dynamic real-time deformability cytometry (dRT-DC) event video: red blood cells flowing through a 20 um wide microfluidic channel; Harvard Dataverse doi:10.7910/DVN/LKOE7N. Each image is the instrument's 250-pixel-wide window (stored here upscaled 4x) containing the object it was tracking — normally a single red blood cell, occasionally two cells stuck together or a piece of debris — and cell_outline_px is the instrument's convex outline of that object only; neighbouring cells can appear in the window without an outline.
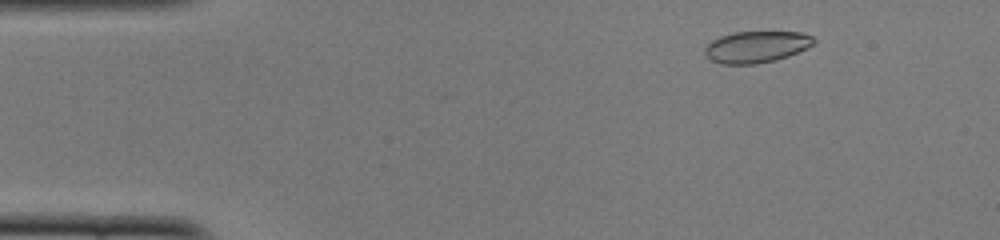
{"species": "common noctule bat (a hibernating species)", "species_latin": "Nyctalus noctula", "temperature_condition": "cold", "stored_images_in_passage": 50, "camera_frame_rate_fps": 3000, "um_per_image_px": 0.085, "animal": {"sex": "female", "body_mass_g": 22.0, "forearm_length_mm": 56.7}, "frame": {"image": 1, "passage_image": 5, "time_ms": 1.333, "image_size_px": [1000, 240], "cell_outline_px": [[816, 40], [812, 44], [788, 56], [776, 60], [756, 64], [720, 64], [704, 56], [704, 48], [712, 40], [720, 36], [736, 32], [804, 32], [812, 36]], "centroid_in_image_um": [64.25, 3.98], "position_along_channel_um": 20.7, "area_um2": 20.0}}
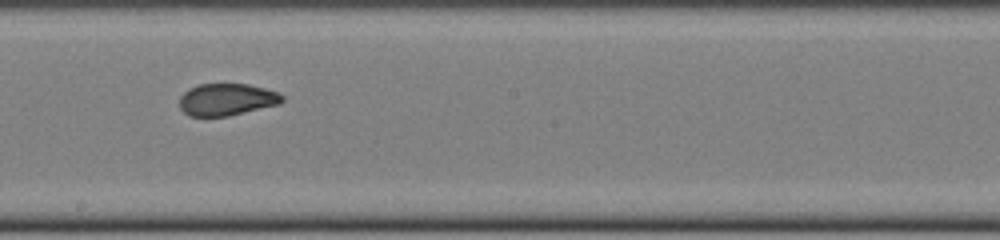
{"frame": {"image": 2, "passage_image": 27, "time_ms": 8.667, "image_size_px": [1000, 240], "cell_outline_px": [[284, 100], [280, 104], [228, 116], [188, 116], [180, 108], [180, 96], [188, 88], [200, 84], [248, 84], [280, 92], [284, 96]], "centroid_in_image_um": [19.29, 8.45], "position_along_channel_um": 228.9, "area_um2": 19.31}}
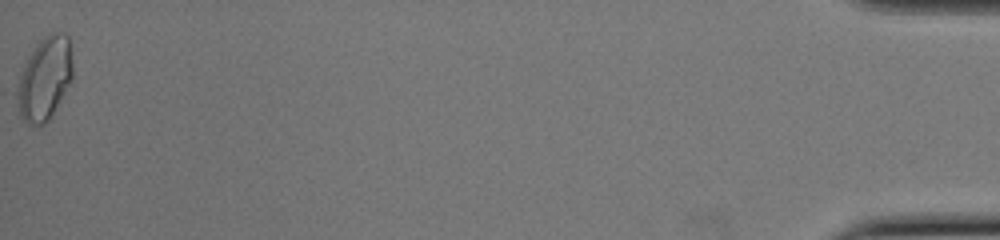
{"frame": {"image": 3, "passage_image": 50, "time_ms": 16.333, "image_size_px": [1000, 240], "cell_outline_px": [[72, 80], [48, 120], [44, 124], [28, 124], [20, 120], [12, 96], [12, 92], [24, 64], [28, 56], [40, 40], [44, 36], [52, 32], [64, 32], [68, 36], [72, 64]], "centroid_in_image_um": [3.71, 6.72], "position_along_channel_um": 431.5, "area_um2": 27.57}, "authors_computed_cell_mechanics": {"area_um2": 20.1722, "velocity_mm_per_s": 3.9137, "shape_relaxation_time_tau1_ms": 5.8077, "shape_relaxation_time_tau2_ms": null, "deformation_change_tau1": 0.1344, "deformation_change_tau2": null}}